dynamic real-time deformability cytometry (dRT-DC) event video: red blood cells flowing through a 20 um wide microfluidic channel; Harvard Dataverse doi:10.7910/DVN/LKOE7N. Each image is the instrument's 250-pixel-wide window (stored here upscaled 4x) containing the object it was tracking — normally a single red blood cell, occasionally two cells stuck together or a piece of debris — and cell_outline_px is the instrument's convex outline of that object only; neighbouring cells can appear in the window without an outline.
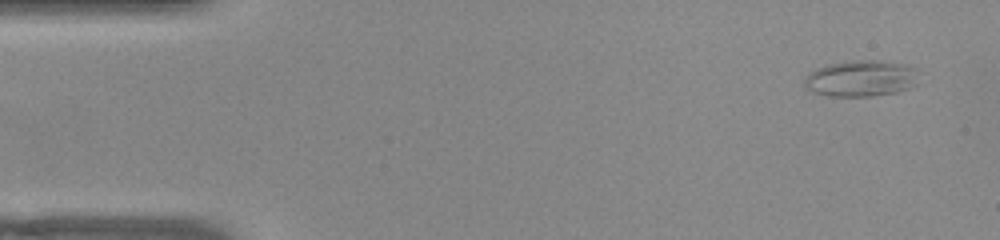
{"species": "common noctule bat (a hibernating species)", "species_latin": "Nyctalus noctula", "temperature_condition": "warm", "stored_images_in_passage": 50, "camera_frame_rate_fps": 3000, "um_per_image_px": 0.085, "animal": {"sex": "female", "body_mass_g": 22.0, "forearm_length_mm": 56.7}, "frame": {"image": 1, "passage_image": 1, "time_ms": 0.0, "image_size_px": [1000, 240], "cell_outline_px": [[920, 68], [916, 84], [912, 88], [896, 92], [872, 96], [828, 96], [812, 92], [804, 88], [804, 76], [808, 72], [816, 68], [828, 64], [852, 60], [880, 60], [904, 64]], "centroid_in_image_um": [73.19, 6.66], "position_along_channel_um": 11.8, "area_um2": 24.8}}
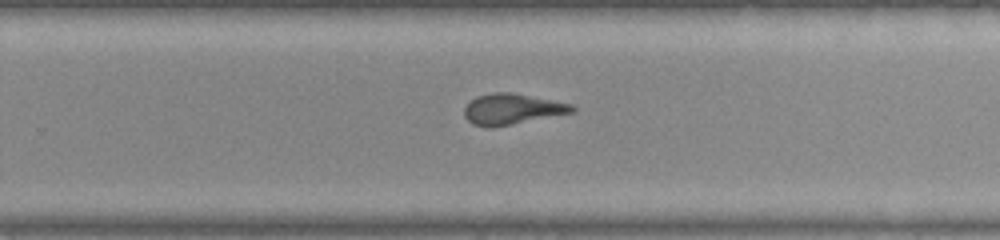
{"frame": {"image": 2, "passage_image": 31, "time_ms": 10.0, "image_size_px": [1000, 240], "cell_outline_px": [[576, 112], [512, 124], [472, 124], [464, 116], [464, 108], [476, 96], [492, 92], [512, 92], [572, 104], [576, 108]], "centroid_in_image_um": [43.59, 9.23], "position_along_channel_um": 286.2, "area_um2": 18.79}}
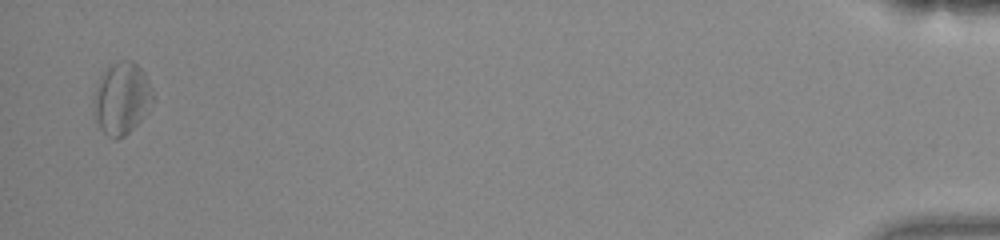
{"frame": {"image": 3, "passage_image": 49, "time_ms": 16.0, "image_size_px": [1000, 240], "cell_outline_px": [[152, 104], [140, 120], [124, 136], [116, 140], [108, 136], [100, 128], [96, 120], [92, 104], [92, 96], [96, 84], [104, 72], [112, 64], [120, 60], [132, 60], [144, 72], [152, 88]], "centroid_in_image_um": [10.31, 8.36], "position_along_channel_um": 424.9, "area_um2": 24.74}, "authors_computed_cell_mechanics": {"area_um2": 19.7387, "velocity_mm_per_s": 3.87, "shape_relaxation_time_tau1_ms": 7.2243, "shape_relaxation_time_tau2_ms": 1.5034, "deformation_change_tau1": 0.1957, "deformation_change_tau2": 0.0971}}